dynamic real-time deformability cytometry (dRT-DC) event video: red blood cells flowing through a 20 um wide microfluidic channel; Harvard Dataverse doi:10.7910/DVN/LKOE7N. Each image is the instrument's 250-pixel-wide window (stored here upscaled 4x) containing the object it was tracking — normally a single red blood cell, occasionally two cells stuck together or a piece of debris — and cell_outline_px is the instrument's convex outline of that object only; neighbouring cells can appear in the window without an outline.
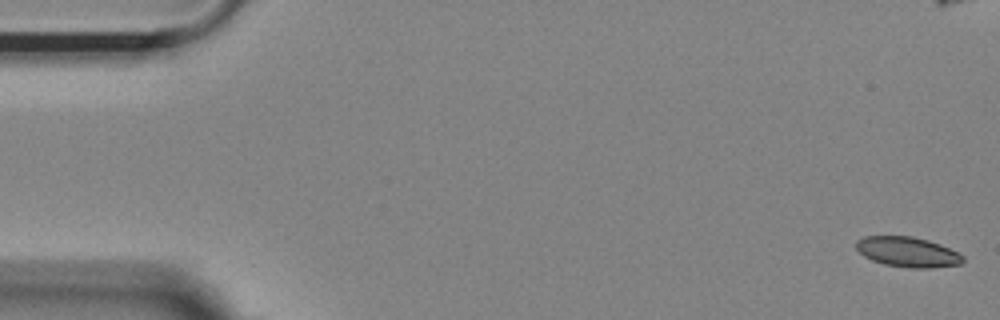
{"species": "Egyptian fruit bat (a non-hibernating species)", "species_latin": "Rousettus aegyptiacus", "temperature_condition": "room temperature", "stored_images_in_passage": 56, "camera_frame_rate_fps": 3000, "um_per_image_px": 0.085, "animal": {"sex": "female"}, "frame": {"image": 1, "passage_image": 1, "time_ms": 0.0, "image_size_px": [1000, 320], "cell_outline_px": [[964, 260], [960, 264], [932, 268], [912, 268], [884, 264], [872, 260], [864, 256], [856, 248], [856, 240], [864, 236], [912, 236], [928, 240], [940, 244], [964, 256]], "centroid_in_image_um": [77.14, 21.41], "position_along_channel_um": 7.9, "area_um2": 18.67}}
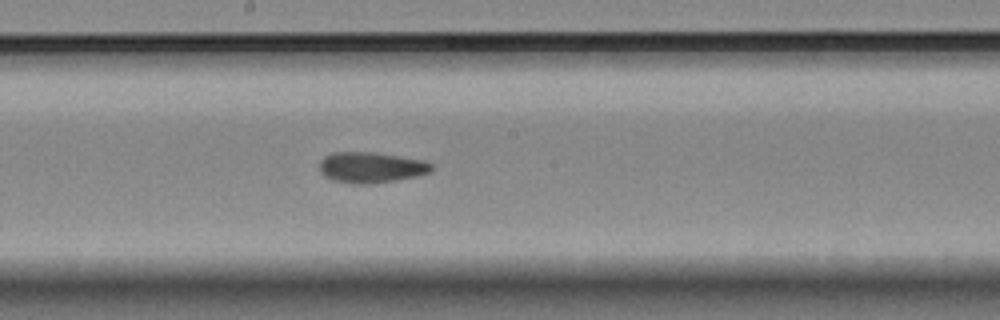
{"frame": {"image": 2, "passage_image": 29, "time_ms": 9.333, "image_size_px": [1000, 320], "cell_outline_px": [[432, 172], [416, 176], [396, 180], [368, 184], [352, 184], [332, 180], [324, 176], [320, 172], [320, 160], [324, 156], [332, 152], [376, 152], [424, 160], [432, 164]], "centroid_in_image_um": [31.53, 14.23], "position_along_channel_um": 216.7, "area_um2": 20.29}}
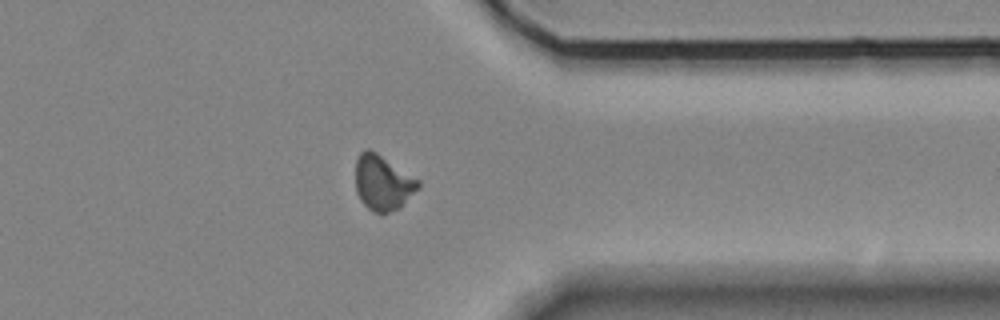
{"frame": {"image": 3, "passage_image": 43, "time_ms": 14.0, "image_size_px": [1000, 320], "cell_outline_px": [[420, 188], [400, 208], [388, 212], [372, 212], [360, 200], [356, 192], [356, 160], [360, 152], [364, 148], [368, 148], [376, 152], [420, 180]], "centroid_in_image_um": [32.54, 15.53], "position_along_channel_um": 378.9, "area_um2": 20.29}, "authors_computed_cell_mechanics": {"area_um2": 19.5075, "velocity_mm_per_s": 3.6303, "shape_relaxation_time_tau1_ms": null, "shape_relaxation_time_tau2_ms": 2.1862, "deformation_change_tau1": null, "deformation_change_tau2": 0.0692}}